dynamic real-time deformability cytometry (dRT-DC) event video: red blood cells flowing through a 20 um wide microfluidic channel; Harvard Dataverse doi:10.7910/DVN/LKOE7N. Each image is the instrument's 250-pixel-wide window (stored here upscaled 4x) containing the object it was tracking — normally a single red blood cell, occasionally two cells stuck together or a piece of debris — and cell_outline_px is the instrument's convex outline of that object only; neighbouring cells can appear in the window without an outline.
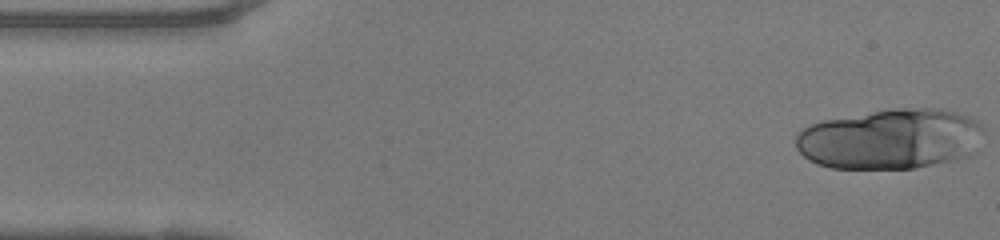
{"species": "human", "species_latin": "Homo sapiens", "temperature_condition": "warm", "stored_images_in_passage": 15, "camera_frame_rate_fps": 3000, "um_per_image_px": 0.085, "donor": {"sex": "female"}, "frame": {"image": 1, "passage_image": 1, "time_ms": 0.0, "image_size_px": [1000, 240], "cell_outline_px": [[984, 132], [976, 152], [972, 156], [912, 168], [832, 168], [816, 164], [808, 160], [796, 148], [796, 132], [800, 128], [808, 124], [824, 120], [896, 108], [940, 108], [956, 112], [968, 116], [976, 120], [984, 128]], "centroid_in_image_um": [75.7, 11.81], "position_along_channel_um": 9.3, "area_um2": 66.53}}
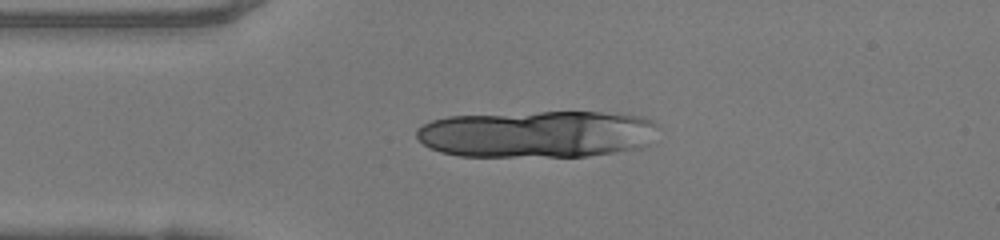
{"frame": {"image": 2, "passage_image": 10, "time_ms": 3.0, "image_size_px": [1000, 240], "cell_outline_px": [[660, 128], [648, 144], [644, 148], [588, 156], [460, 156], [440, 152], [428, 148], [416, 136], [416, 128], [432, 120], [448, 116], [540, 112], [600, 112], [644, 116], [660, 124]], "centroid_in_image_um": [45.72, 11.39], "position_along_channel_um": 39.3, "area_um2": 66.93}}